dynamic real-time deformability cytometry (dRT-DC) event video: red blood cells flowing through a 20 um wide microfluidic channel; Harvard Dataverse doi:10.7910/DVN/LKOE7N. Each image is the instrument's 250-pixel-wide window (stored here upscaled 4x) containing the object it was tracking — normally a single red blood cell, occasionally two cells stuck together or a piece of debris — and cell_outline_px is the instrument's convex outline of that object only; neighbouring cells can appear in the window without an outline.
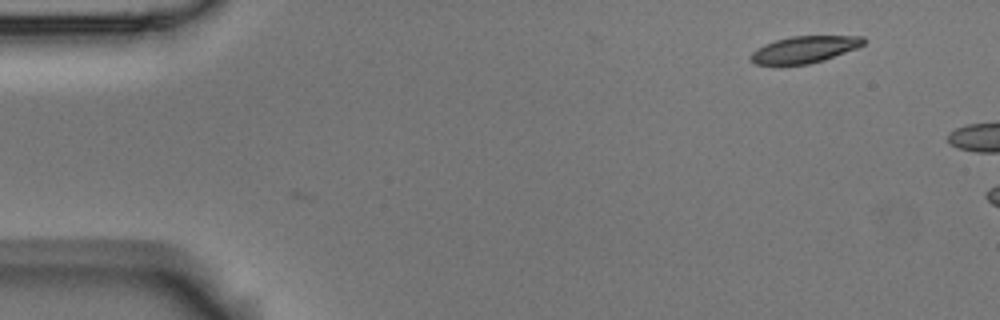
{"species": "Egyptian fruit bat (a non-hibernating species)", "species_latin": "Rousettus aegyptiacus", "temperature_condition": "room temperature", "stored_images_in_passage": 2, "camera_frame_rate_fps": 3000, "um_per_image_px": 0.085, "animal": {"sex": "male"}, "frame": {"image": 1, "passage_image": 2, "time_ms": 0.333, "image_size_px": [1000, 320], "cell_outline_px": [[868, 40], [864, 44], [856, 48], [824, 60], [808, 64], [776, 68], [756, 64], [748, 60], [748, 56], [756, 48], [764, 44], [776, 40], [792, 36], [864, 36]], "centroid_in_image_um": [68.28, 4.25], "position_along_channel_um": 16.7, "area_um2": 18.38}}